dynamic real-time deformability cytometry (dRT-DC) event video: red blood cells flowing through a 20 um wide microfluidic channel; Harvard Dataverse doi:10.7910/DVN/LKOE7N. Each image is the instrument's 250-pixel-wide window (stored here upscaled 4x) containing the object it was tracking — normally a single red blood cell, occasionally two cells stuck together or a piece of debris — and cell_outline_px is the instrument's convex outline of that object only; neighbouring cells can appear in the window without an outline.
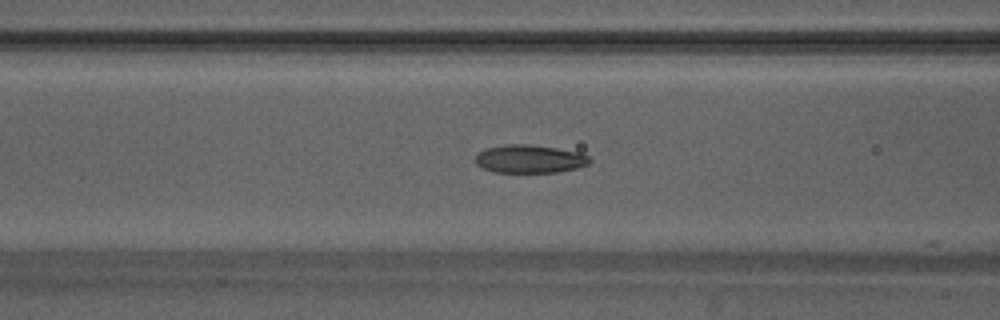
{"species": "Egyptian fruit bat (a non-hibernating species)", "species_latin": "Rousettus aegyptiacus", "temperature_condition": "warm", "stored_images_in_passage": 49, "camera_frame_rate_fps": 3000, "um_per_image_px": 0.085, "animal": {"sex": "male"}, "frame": {"image": 1, "passage_image": 20, "time_ms": 6.333, "image_size_px": [1000, 320], "cell_outline_px": [[592, 160], [588, 164], [576, 168], [556, 172], [492, 172], [476, 164], [476, 156], [484, 148], [504, 144], [528, 144], [556, 148], [580, 152], [588, 156]], "centroid_in_image_um": [45.01, 13.5], "position_along_channel_um": 121.6, "area_um2": 18.73}}
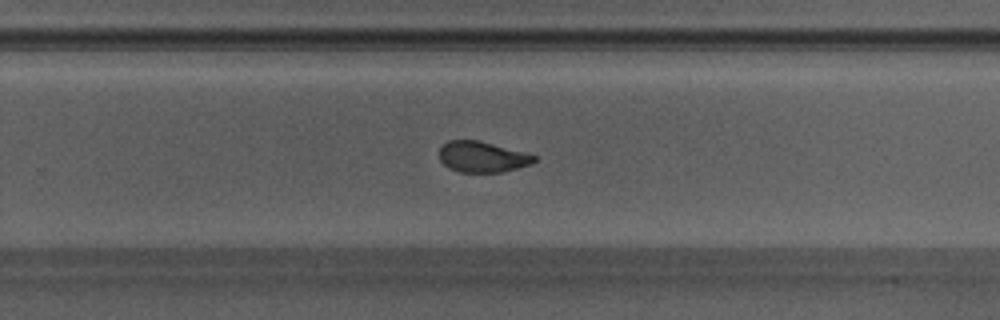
{"frame": {"image": 2, "passage_image": 32, "time_ms": 10.333, "image_size_px": [1000, 320], "cell_outline_px": [[536, 160], [532, 164], [500, 172], [460, 172], [448, 168], [440, 160], [440, 148], [448, 140], [480, 140], [528, 152], [536, 156]], "centroid_in_image_um": [41.02, 13.32], "position_along_channel_um": 288.8, "area_um2": 17.22}}
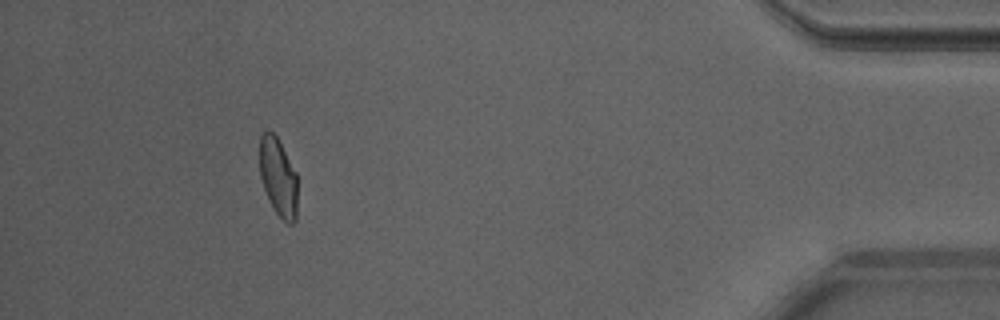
{"frame": {"image": 3, "passage_image": 45, "time_ms": 14.667, "image_size_px": [1000, 320], "cell_outline_px": [[296, 220], [292, 224], [288, 224], [272, 208], [268, 200], [260, 176], [260, 136], [268, 128], [276, 136], [296, 172]], "centroid_in_image_um": [23.63, 15.06], "position_along_channel_um": 411.6, "area_um2": 17.11}, "authors_computed_cell_mechanics": {"area_um2": 18.1492, "velocity_mm_per_s": 4.1884, "shape_relaxation_time_tau1_ms": 5.5132, "shape_relaxation_time_tau2_ms": 1.5124, "deformation_change_tau1": 0.1802, "deformation_change_tau2": 0.075}}